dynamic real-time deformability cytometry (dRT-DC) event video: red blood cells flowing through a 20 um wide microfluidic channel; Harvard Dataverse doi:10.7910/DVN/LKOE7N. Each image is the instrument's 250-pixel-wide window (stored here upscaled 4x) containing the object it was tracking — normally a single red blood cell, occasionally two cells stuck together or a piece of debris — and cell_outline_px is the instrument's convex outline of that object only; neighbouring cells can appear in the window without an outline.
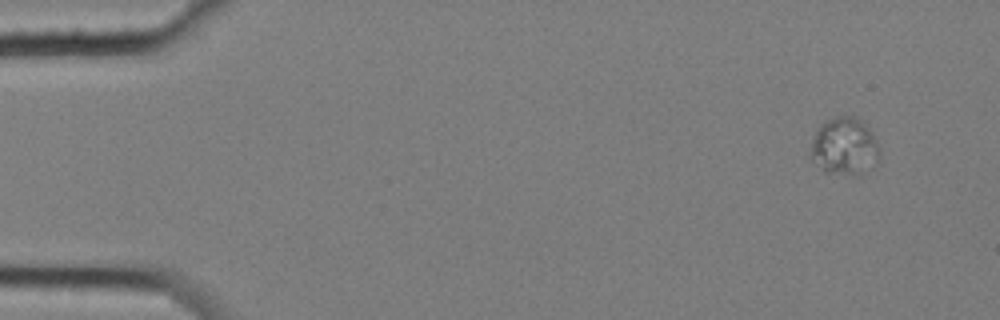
{"species": "common noctule bat (a hibernating species)", "species_latin": "Nyctalus noctula", "temperature_condition": "cold", "stored_images_in_passage": 5, "camera_frame_rate_fps": 3000, "um_per_image_px": 0.085, "animal": {"sex": "female", "body_mass_g": 25.1}, "frame": {"image": 1, "passage_image": 1, "time_ms": 0.0, "image_size_px": [1000, 320], "cell_outline_px": [[880, 152], [876, 164], [860, 176], [852, 176], [824, 172], [808, 156], [812, 140], [816, 132], [832, 116], [856, 116], [864, 120], [872, 132], [880, 148]], "centroid_in_image_um": [71.8, 12.47], "position_along_channel_um": 13.2, "area_um2": 23.7}}